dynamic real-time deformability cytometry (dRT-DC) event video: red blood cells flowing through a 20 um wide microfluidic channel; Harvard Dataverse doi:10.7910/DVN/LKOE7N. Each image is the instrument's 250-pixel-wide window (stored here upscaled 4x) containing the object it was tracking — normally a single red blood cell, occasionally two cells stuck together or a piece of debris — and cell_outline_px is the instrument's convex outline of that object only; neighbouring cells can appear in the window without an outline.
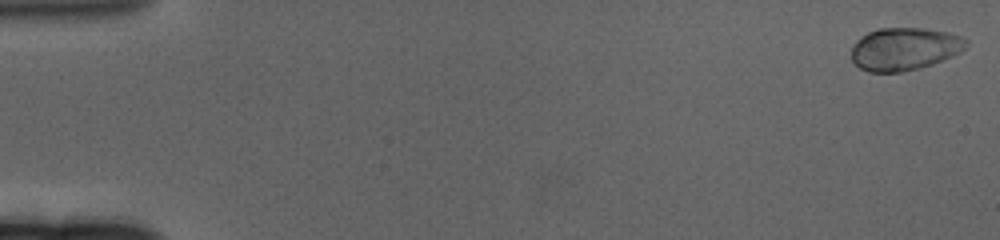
{"species": "human", "species_latin": "Homo sapiens", "temperature_condition": "cold", "stored_images_in_passage": 63, "camera_frame_rate_fps": 3000, "um_per_image_px": 0.085, "donor": {"sex": "female"}, "frame": {"image": 1, "passage_image": 1, "time_ms": 0.0, "image_size_px": [1000, 240], "cell_outline_px": [[968, 44], [960, 52], [952, 56], [932, 64], [920, 68], [900, 72], [868, 72], [860, 68], [852, 60], [852, 48], [856, 40], [868, 32], [880, 28], [924, 28], [948, 32], [960, 36], [968, 40]], "centroid_in_image_um": [76.88, 4.16], "position_along_channel_um": 8.1, "area_um2": 28.55}}
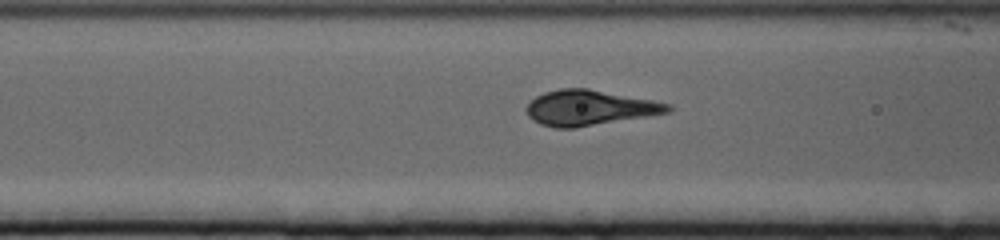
{"frame": {"image": 2, "passage_image": 26, "time_ms": 8.333, "image_size_px": [1000, 240], "cell_outline_px": [[672, 108], [668, 112], [572, 128], [556, 128], [540, 124], [532, 120], [528, 116], [524, 108], [536, 96], [544, 92], [560, 88], [588, 88], [652, 100], [672, 104]], "centroid_in_image_um": [50.04, 9.15], "position_along_channel_um": 116.6, "area_um2": 28.78}}
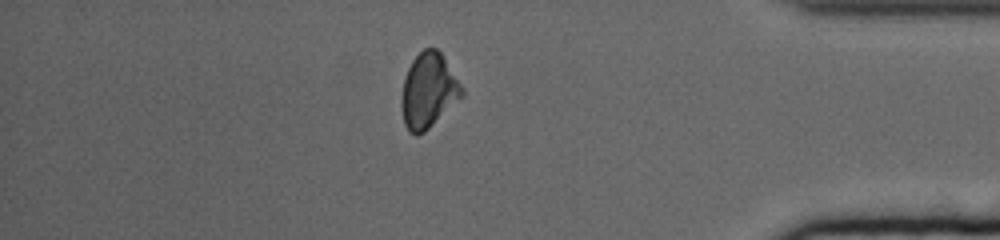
{"frame": {"image": 3, "passage_image": 55, "time_ms": 18.0, "image_size_px": [1000, 240], "cell_outline_px": [[464, 96], [424, 132], [416, 136], [408, 132], [404, 124], [400, 104], [400, 100], [404, 80], [408, 68], [412, 60], [424, 48], [436, 48], [440, 52], [464, 88]], "centroid_in_image_um": [36.41, 7.73], "position_along_channel_um": 398.8, "area_um2": 26.41}}